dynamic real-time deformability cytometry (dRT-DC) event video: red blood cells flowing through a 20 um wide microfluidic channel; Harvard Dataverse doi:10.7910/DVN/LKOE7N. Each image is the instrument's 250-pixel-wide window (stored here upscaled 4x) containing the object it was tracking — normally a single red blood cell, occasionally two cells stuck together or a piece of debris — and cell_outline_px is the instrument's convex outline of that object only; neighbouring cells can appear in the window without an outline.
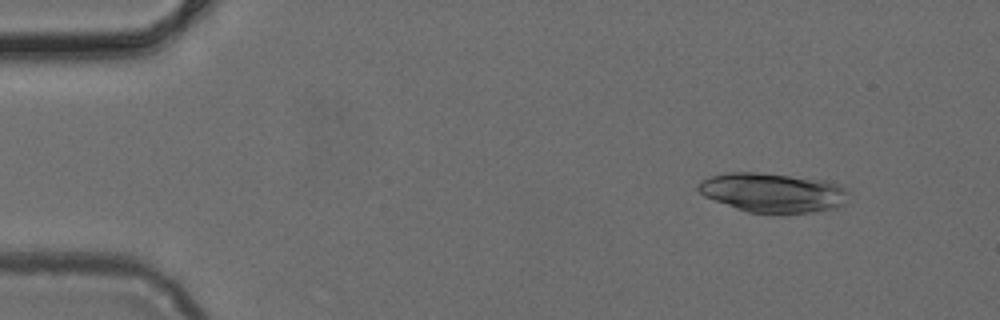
{"species": "common noctule bat (a hibernating species)", "species_latin": "Nyctalus noctula", "temperature_condition": "cold", "stored_images_in_passage": 5, "camera_frame_rate_fps": 3000, "um_per_image_px": 0.085, "animal": {"sex": "female", "body_mass_g": 24.6, "forearm_length_mm": 56.2}, "frame": {"image": 1, "passage_image": 2, "time_ms": 0.333, "image_size_px": [1000, 320], "cell_outline_px": [[848, 192], [844, 204], [836, 208], [812, 212], [780, 216], [748, 212], [736, 208], [704, 196], [696, 188], [704, 180], [712, 176], [732, 172], [756, 172], [824, 180], [840, 184], [848, 188]], "centroid_in_image_um": [65.75, 16.41], "position_along_channel_um": 19.3, "area_um2": 34.85}}